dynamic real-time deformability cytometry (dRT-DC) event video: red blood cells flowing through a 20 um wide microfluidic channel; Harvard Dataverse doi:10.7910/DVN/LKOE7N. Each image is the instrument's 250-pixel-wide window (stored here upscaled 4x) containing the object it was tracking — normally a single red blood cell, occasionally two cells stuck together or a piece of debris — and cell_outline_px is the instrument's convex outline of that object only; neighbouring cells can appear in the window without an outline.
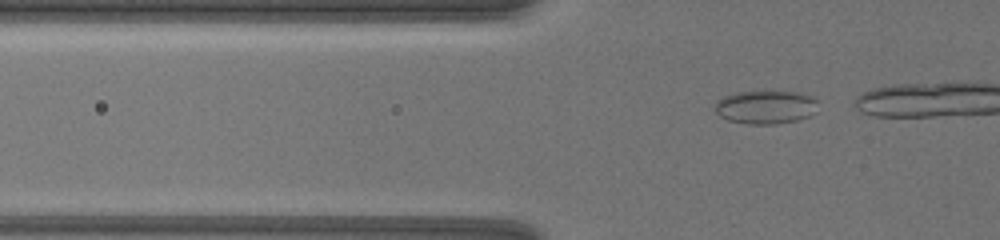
{"species": "common noctule bat (a hibernating species)", "species_latin": "Nyctalus noctula", "temperature_condition": "warm", "stored_images_in_passage": 32, "camera_frame_rate_fps": 3000, "um_per_image_px": 0.085, "animal": {"sex": "female", "body_mass_g": 19.5, "forearm_length_mm": 54.1}, "frame": {"image": 1, "passage_image": 23, "time_ms": 7.333, "image_size_px": [1000, 240], "cell_outline_px": [[816, 100], [812, 112], [808, 116], [796, 120], [776, 124], [748, 124], [728, 120], [720, 116], [716, 112], [716, 100], [724, 96], [736, 92], [800, 92], [812, 96]], "centroid_in_image_um": [65.03, 9.1], "position_along_channel_um": 60.8, "area_um2": 19.71}}
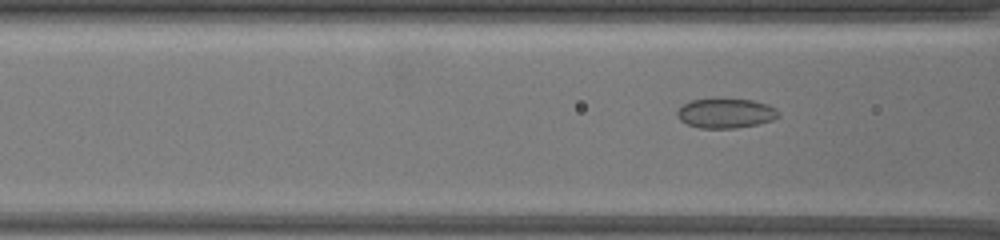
{"frame": {"image": 2, "passage_image": 29, "time_ms": 9.333, "image_size_px": [1000, 240], "cell_outline_px": [[780, 116], [772, 120], [756, 124], [736, 128], [700, 128], [688, 124], [680, 120], [676, 116], [676, 112], [684, 104], [692, 100], [716, 96], [752, 100], [768, 104], [776, 108], [780, 112]], "centroid_in_image_um": [61.69, 9.58], "position_along_channel_um": 104.9, "area_um2": 18.09}}